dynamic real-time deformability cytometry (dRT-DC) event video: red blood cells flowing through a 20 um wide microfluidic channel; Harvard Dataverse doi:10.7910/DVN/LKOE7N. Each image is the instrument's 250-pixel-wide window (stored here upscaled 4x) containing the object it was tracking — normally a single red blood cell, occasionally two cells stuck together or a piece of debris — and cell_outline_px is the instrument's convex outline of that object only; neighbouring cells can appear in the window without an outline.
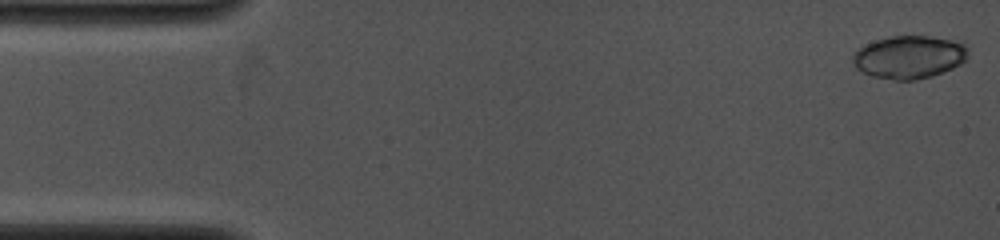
{"species": "common noctule bat (a hibernating species)", "species_latin": "Nyctalus noctula", "temperature_condition": "cold", "stored_images_in_passage": 7, "camera_frame_rate_fps": 4000, "um_per_image_px": 0.085, "animal": {"sex": "female", "body_mass_g": 19.0, "forearm_length_mm": 53.3}, "frame": {"image": 1, "passage_image": 1, "time_ms": 0.0, "image_size_px": [1000, 240], "cell_outline_px": [[968, 56], [960, 64], [952, 68], [932, 76], [916, 80], [896, 80], [872, 76], [856, 68], [852, 60], [852, 56], [860, 48], [876, 40], [892, 36], [932, 36], [964, 40], [968, 48]], "centroid_in_image_um": [77.35, 4.83], "position_along_channel_um": 7.6, "area_um2": 29.02}}